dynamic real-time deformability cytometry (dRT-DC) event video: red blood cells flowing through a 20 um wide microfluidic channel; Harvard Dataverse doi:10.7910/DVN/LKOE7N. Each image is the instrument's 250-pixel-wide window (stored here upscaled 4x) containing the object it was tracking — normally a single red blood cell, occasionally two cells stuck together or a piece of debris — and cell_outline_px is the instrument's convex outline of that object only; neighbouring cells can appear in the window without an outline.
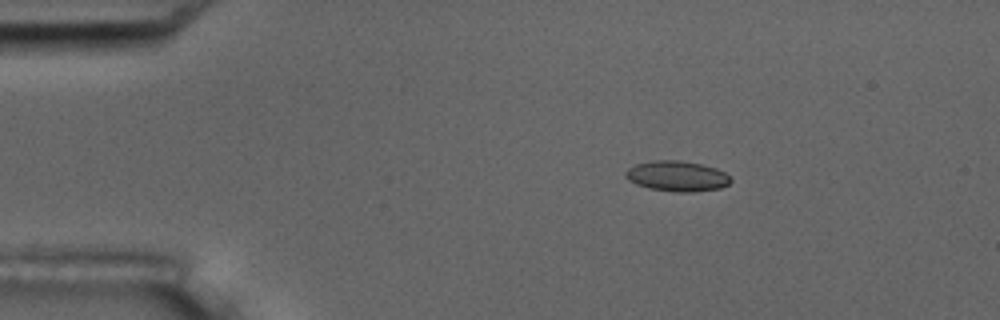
{"species": "common noctule bat (a hibernating species)", "species_latin": "Nyctalus noctula", "temperature_condition": "room temperature", "stored_images_in_passage": 4, "camera_frame_rate_fps": 3000, "um_per_image_px": 0.085, "animal": {"sex": "male", "body_mass_g": 17.5, "forearm_length_mm": 52.3}, "frame": {"image": 1, "passage_image": 2, "time_ms": 1.333, "image_size_px": [1000, 320], "cell_outline_px": [[732, 180], [728, 184], [720, 188], [696, 192], [676, 192], [648, 188], [636, 184], [628, 180], [624, 176], [624, 172], [628, 168], [636, 164], [656, 160], [680, 160], [700, 164], [716, 168], [724, 172]], "centroid_in_image_um": [57.52, 14.98], "position_along_channel_um": 27.5, "area_um2": 18.67}}